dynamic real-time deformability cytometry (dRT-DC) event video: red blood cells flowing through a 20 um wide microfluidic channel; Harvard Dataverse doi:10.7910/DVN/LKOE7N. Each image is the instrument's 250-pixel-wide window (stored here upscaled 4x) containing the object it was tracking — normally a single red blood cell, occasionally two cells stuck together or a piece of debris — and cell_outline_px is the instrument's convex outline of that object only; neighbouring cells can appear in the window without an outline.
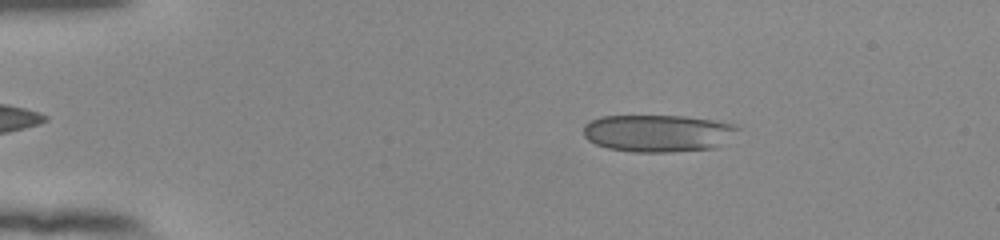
{"species": "human", "species_latin": "Homo sapiens", "temperature_condition": "room temperature", "stored_images_in_passage": 52, "camera_frame_rate_fps": 3000, "um_per_image_px": 0.085, "donor": {"sex": "female"}, "frame": {"image": 1, "passage_image": 9, "time_ms": 2.667, "image_size_px": [1000, 240], "cell_outline_px": [[740, 128], [716, 148], [672, 152], [632, 152], [608, 148], [596, 144], [588, 140], [584, 136], [584, 124], [600, 116], [684, 116], [712, 120], [732, 124]], "centroid_in_image_um": [55.88, 11.32], "position_along_channel_um": 29.1, "area_um2": 33.35}}
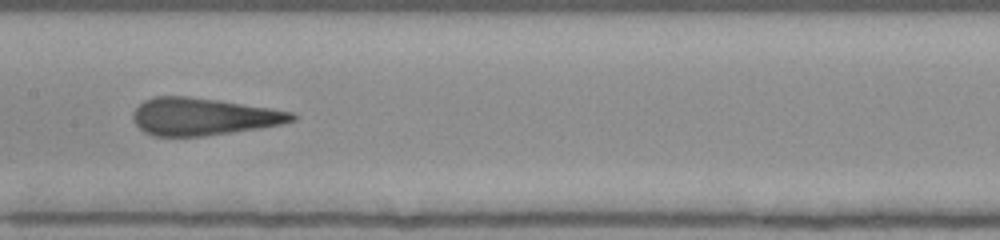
{"frame": {"image": 2, "passage_image": 27, "time_ms": 8.667, "image_size_px": [1000, 240], "cell_outline_px": [[300, 116], [296, 120], [280, 124], [260, 128], [204, 136], [152, 136], [144, 132], [132, 120], [132, 112], [144, 100], [152, 96], [188, 96], [272, 108], [292, 112]], "centroid_in_image_um": [17.27, 9.91], "position_along_channel_um": 190.1, "area_um2": 34.68}}
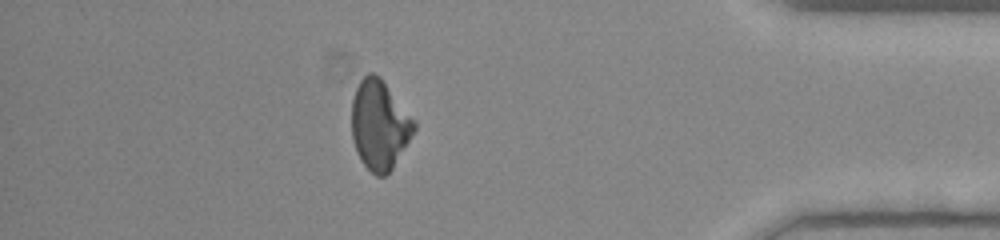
{"frame": {"image": 3, "passage_image": 46, "time_ms": 15.0, "image_size_px": [1000, 240], "cell_outline_px": [[416, 128], [392, 168], [384, 176], [376, 176], [360, 160], [356, 152], [352, 140], [352, 96], [360, 80], [368, 72], [372, 72], [380, 76], [416, 120]], "centroid_in_image_um": [32.25, 10.58], "position_along_channel_um": 403.0, "area_um2": 32.6}, "authors_computed_cell_mechanics": {"area_um2": 34.0731, "velocity_mm_per_s": 3.9179, "shape_relaxation_time_tau1_ms": 5.4258, "shape_relaxation_time_tau2_ms": 0.7542, "deformation_change_tau1": 0.1786, "deformation_change_tau2": 0.1016}}